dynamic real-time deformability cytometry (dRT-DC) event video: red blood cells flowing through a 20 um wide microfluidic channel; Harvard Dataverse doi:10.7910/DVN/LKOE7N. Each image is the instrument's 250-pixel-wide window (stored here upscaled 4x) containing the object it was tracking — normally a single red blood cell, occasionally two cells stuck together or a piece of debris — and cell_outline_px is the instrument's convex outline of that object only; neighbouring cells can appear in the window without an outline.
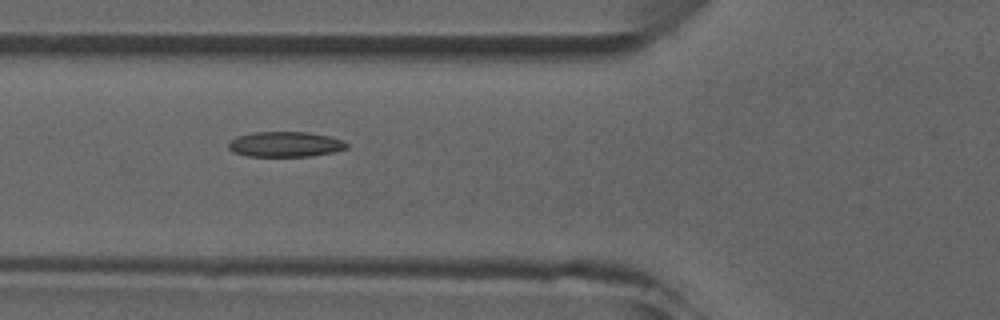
{"species": "common noctule bat (a hibernating species)", "species_latin": "Nyctalus noctula", "temperature_condition": "room temperature", "stored_images_in_passage": 4, "camera_frame_rate_fps": 3000, "um_per_image_px": 0.085, "animal": {"sex": "male", "forearm_length_mm": 52.5}, "frame": {"image": 1, "passage_image": 2, "time_ms": 1.0, "image_size_px": [1000, 320], "cell_outline_px": [[348, 148], [332, 152], [312, 156], [248, 156], [232, 152], [228, 148], [228, 144], [236, 136], [256, 132], [308, 132], [328, 136], [344, 140], [348, 144]], "centroid_in_image_um": [24.25, 12.26], "position_along_channel_um": 101.5, "area_um2": 17.4}}
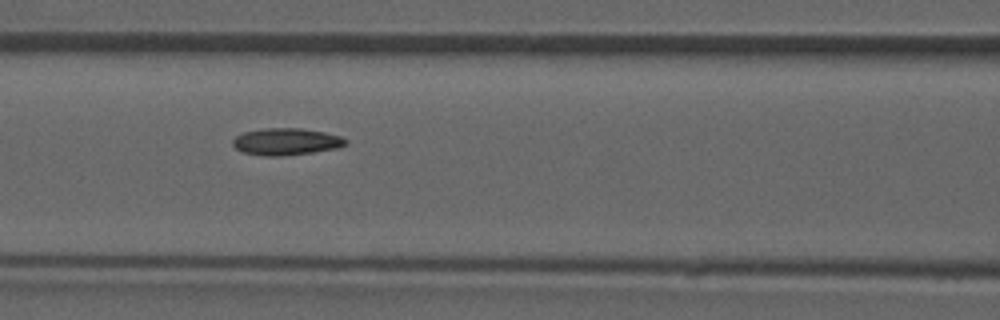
{"frame": {"image": 2, "passage_image": 3, "time_ms": 2.0, "image_size_px": [1000, 320], "cell_outline_px": [[348, 144], [336, 148], [312, 152], [280, 156], [264, 156], [240, 152], [232, 144], [232, 140], [236, 136], [244, 132], [264, 128], [300, 128], [324, 132], [340, 136], [348, 140]], "centroid_in_image_um": [24.3, 12.04], "position_along_channel_um": 142.3, "area_um2": 17.74}}